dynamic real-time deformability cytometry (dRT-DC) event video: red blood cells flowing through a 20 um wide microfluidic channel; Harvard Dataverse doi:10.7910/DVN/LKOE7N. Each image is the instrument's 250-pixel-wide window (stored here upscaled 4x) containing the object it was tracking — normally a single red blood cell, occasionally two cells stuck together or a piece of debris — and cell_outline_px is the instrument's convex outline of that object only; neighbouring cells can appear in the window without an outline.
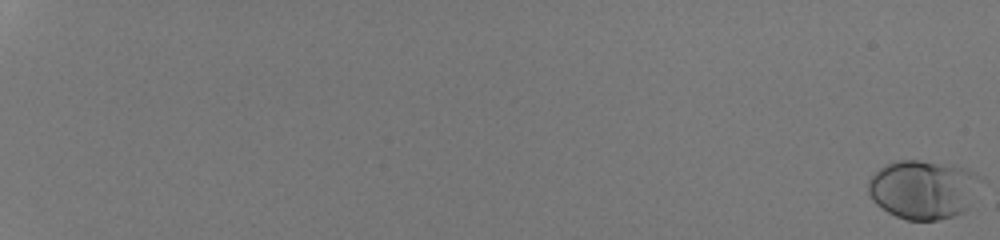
{"species": "human", "species_latin": "Homo sapiens", "temperature_condition": "room temperature", "stored_images_in_passage": 56, "camera_frame_rate_fps": 3000, "um_per_image_px": 0.085, "donor": {"sex": "male"}, "frame": {"image": 1, "passage_image": 1, "time_ms": 0.0, "image_size_px": [1000, 240], "cell_outline_px": [[976, 176], [968, 208], [964, 212], [952, 216], [936, 220], [908, 220], [896, 216], [888, 212], [876, 204], [872, 200], [868, 192], [868, 180], [880, 168], [888, 164], [900, 160], [920, 160], [968, 168]], "centroid_in_image_um": [78.37, 16.11], "position_along_channel_um": 6.6, "area_um2": 37.57}}
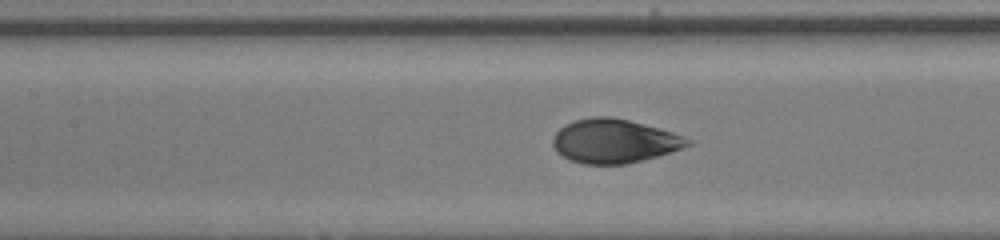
{"frame": {"image": 2, "passage_image": 32, "time_ms": 10.333, "image_size_px": [1000, 240], "cell_outline_px": [[696, 140], [692, 144], [656, 156], [628, 164], [584, 164], [568, 160], [556, 152], [552, 144], [552, 136], [564, 124], [572, 120], [592, 116], [612, 116], [660, 128]], "centroid_in_image_um": [52.17, 11.98], "position_along_channel_um": 155.2, "area_um2": 34.85}}
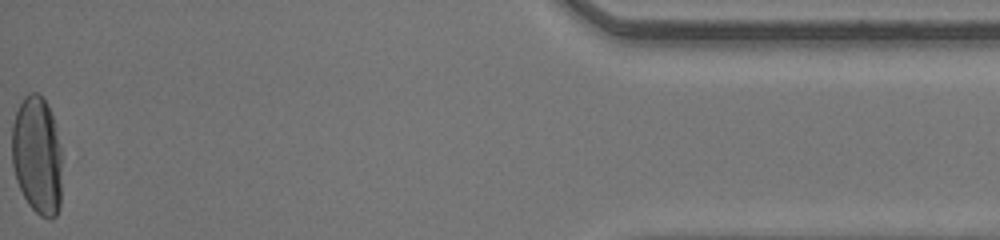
{"frame": {"image": 3, "passage_image": 56, "time_ms": 18.333, "image_size_px": [1000, 240], "cell_outline_px": [[60, 208], [56, 216], [52, 220], [48, 220], [40, 216], [28, 204], [16, 180], [12, 164], [12, 124], [16, 112], [24, 96], [28, 92], [36, 92], [48, 104], [52, 116], [60, 144]], "centroid_in_image_um": [3.15, 13.23], "position_along_channel_um": 432.1, "area_um2": 34.56}, "authors_computed_cell_mechanics": {"area_um2": 34.3621, "velocity_mm_per_s": 4.2412, "shape_relaxation_time_tau1_ms": 9.6322, "shape_relaxation_time_tau2_ms": null, "deformation_change_tau1": 0.3275, "deformation_change_tau2": null}}